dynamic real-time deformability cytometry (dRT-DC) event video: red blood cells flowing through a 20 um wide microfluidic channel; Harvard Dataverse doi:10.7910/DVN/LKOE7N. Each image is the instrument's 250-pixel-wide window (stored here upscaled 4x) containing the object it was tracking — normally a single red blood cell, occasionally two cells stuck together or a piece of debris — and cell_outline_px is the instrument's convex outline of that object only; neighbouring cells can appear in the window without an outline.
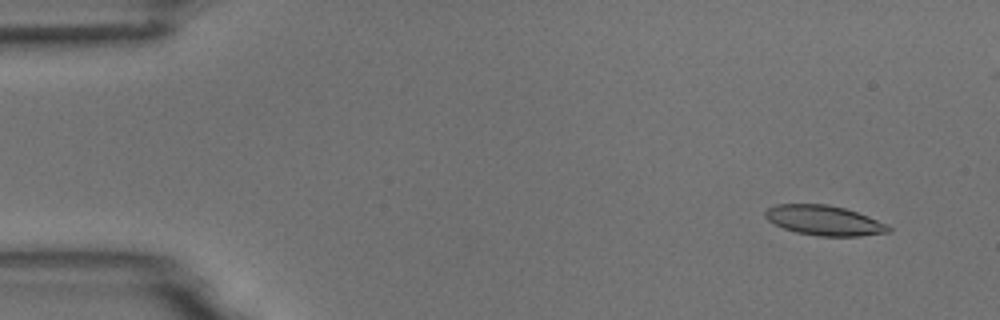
{"species": "common noctule bat (a hibernating species)", "species_latin": "Nyctalus noctula", "temperature_condition": "room temperature", "stored_images_in_passage": 55, "segment_of_instrument_passage": [1, 2], "camera_frame_rate_fps": 3000, "um_per_image_px": 0.085, "animal": {"sex": "male", "body_mass_g": 18.8}, "frame": {"image": 1, "passage_image": 4, "time_ms": 1.0, "image_size_px": [1000, 320], "cell_outline_px": [[892, 228], [888, 232], [860, 236], [816, 236], [796, 232], [784, 228], [768, 220], [764, 216], [764, 212], [768, 208], [776, 204], [828, 204], [844, 208], [868, 216], [888, 224]], "centroid_in_image_um": [70.06, 18.73], "position_along_channel_um": 14.9, "area_um2": 21.44}}
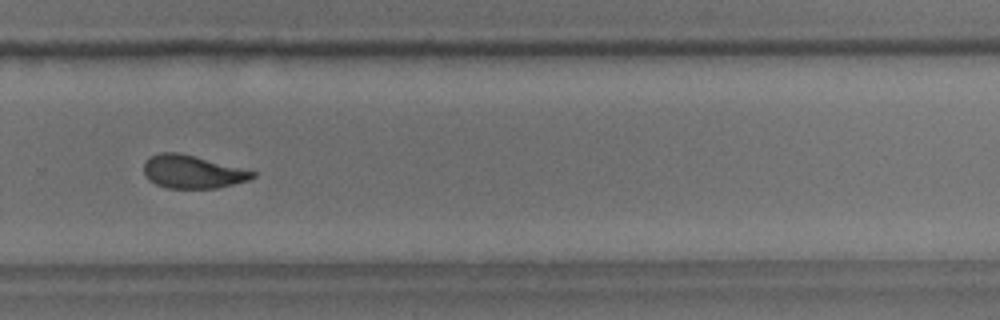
{"frame": {"image": 2, "passage_image": 37, "time_ms": 12.0, "image_size_px": [1000, 320], "cell_outline_px": [[256, 176], [248, 180], [216, 188], [168, 188], [156, 184], [148, 180], [144, 176], [144, 160], [148, 156], [160, 152], [180, 152], [256, 172]], "centroid_in_image_um": [16.29, 14.59], "position_along_channel_um": 313.5, "area_um2": 20.98}}
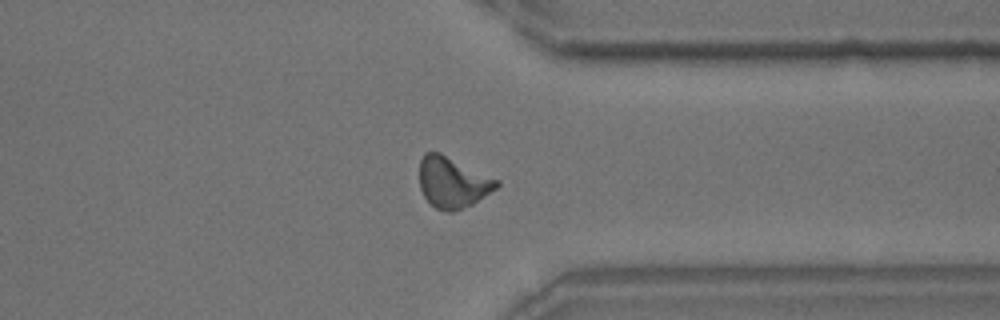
{"frame": {"image": 3, "passage_image": 42, "time_ms": 13.667, "image_size_px": [1000, 320], "cell_outline_px": [[500, 184], [496, 188], [472, 204], [452, 212], [448, 212], [436, 208], [424, 196], [420, 188], [420, 160], [424, 152], [440, 152], [500, 180]], "centroid_in_image_um": [38.47, 15.48], "position_along_channel_um": 372.9, "area_um2": 22.77}}